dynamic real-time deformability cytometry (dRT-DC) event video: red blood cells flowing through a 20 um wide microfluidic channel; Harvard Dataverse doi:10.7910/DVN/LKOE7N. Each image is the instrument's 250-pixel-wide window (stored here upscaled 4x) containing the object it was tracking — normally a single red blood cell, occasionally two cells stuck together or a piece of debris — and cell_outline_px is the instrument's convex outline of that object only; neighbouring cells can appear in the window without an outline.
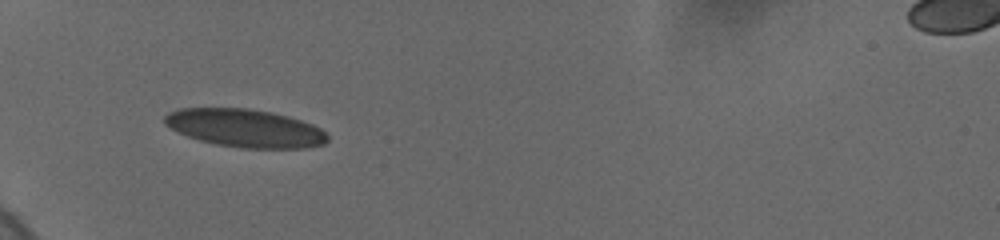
{"species": "human", "species_latin": "Homo sapiens", "temperature_condition": "cold", "stored_images_in_passage": 35, "camera_frame_rate_fps": 3000, "um_per_image_px": 0.085, "donor": {"sex": "female"}, "frame": {"image": 1, "passage_image": 1, "time_ms": 0.0, "image_size_px": [1000, 240], "cell_outline_px": [[328, 140], [324, 144], [308, 148], [240, 148], [216, 144], [200, 140], [188, 136], [164, 124], [164, 116], [168, 112], [180, 108], [248, 108], [272, 112], [288, 116], [312, 124], [320, 128], [328, 136]], "centroid_in_image_um": [20.84, 10.89], "position_along_channel_um": 64.2, "area_um2": 36.07}}
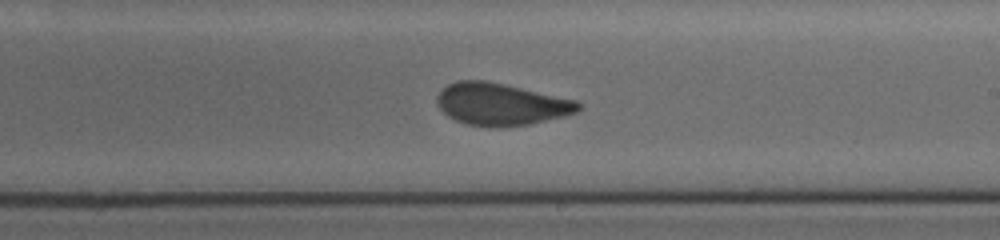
{"frame": {"image": 2, "passage_image": 20, "time_ms": 5.333, "image_size_px": [1000, 240], "cell_outline_px": [[580, 108], [576, 112], [564, 116], [528, 124], [468, 124], [456, 120], [448, 116], [436, 104], [436, 96], [448, 84], [460, 80], [484, 80], [504, 84], [576, 100], [580, 104]], "centroid_in_image_um": [42.57, 8.81], "position_along_channel_um": 246.4, "area_um2": 33.52}}
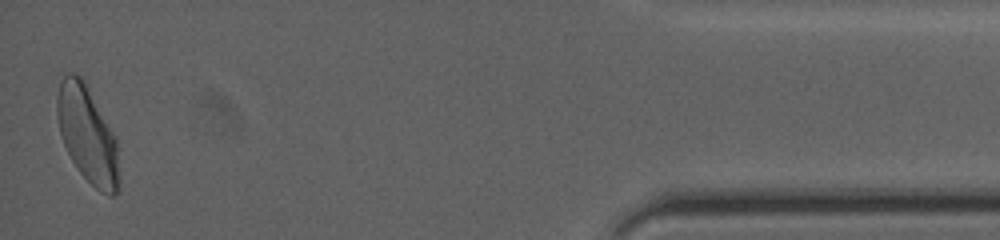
{"frame": {"image": 3, "passage_image": 35, "time_ms": 12.0, "image_size_px": [1000, 240], "cell_outline_px": [[120, 192], [112, 196], [108, 196], [100, 192], [76, 168], [64, 144], [60, 132], [56, 112], [56, 96], [60, 80], [68, 72], [76, 72], [84, 80], [116, 136], [120, 180]], "centroid_in_image_um": [7.45, 11.44], "position_along_channel_um": 427.7, "area_um2": 35.32}, "authors_computed_cell_mechanics": {"area_um2": 35.3158, "velocity_mm_per_s": 3.6722, "shape_relaxation_time_tau1_ms": 5.3521, "shape_relaxation_time_tau2_ms": 0.9051, "deformation_change_tau1": 0.1437, "deformation_change_tau2": 0.0825}}